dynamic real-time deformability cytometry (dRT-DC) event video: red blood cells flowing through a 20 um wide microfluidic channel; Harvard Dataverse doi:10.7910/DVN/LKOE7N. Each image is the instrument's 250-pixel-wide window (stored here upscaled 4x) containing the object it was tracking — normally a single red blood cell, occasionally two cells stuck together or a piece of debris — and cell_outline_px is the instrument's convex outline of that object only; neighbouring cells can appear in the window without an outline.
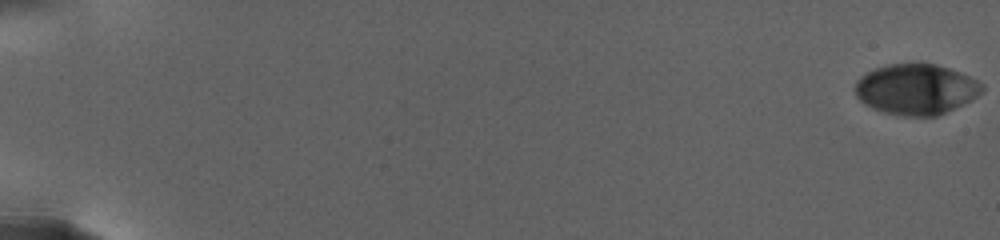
{"species": "human", "species_latin": "Homo sapiens", "temperature_condition": "warm", "stored_images_in_passage": 57, "camera_frame_rate_fps": 3000, "um_per_image_px": 0.085, "donor": {"sex": "female"}, "frame": {"image": 1, "passage_image": 1, "time_ms": 0.0, "image_size_px": [1000, 240], "cell_outline_px": [[984, 88], [976, 96], [936, 116], [904, 116], [884, 112], [872, 108], [864, 104], [856, 96], [856, 80], [860, 76], [876, 68], [892, 64], [936, 64], [960, 72], [984, 84]], "centroid_in_image_um": [77.83, 7.59], "position_along_channel_um": 7.2, "area_um2": 36.82}}
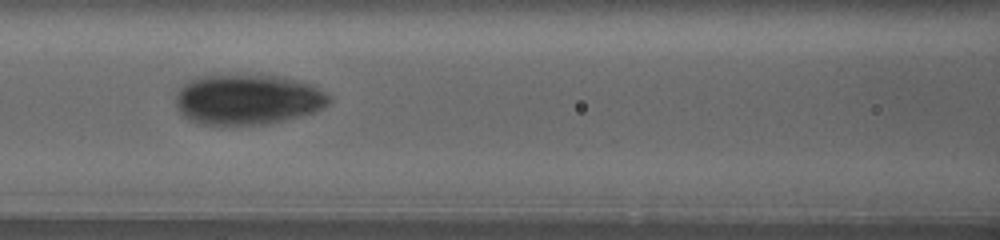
{"frame": {"image": 2, "passage_image": 33, "time_ms": 13.667, "image_size_px": [1000, 240], "cell_outline_px": [[332, 100], [328, 104], [312, 112], [300, 116], [268, 124], [200, 124], [188, 120], [176, 108], [176, 96], [180, 88], [188, 80], [196, 76], [284, 76], [300, 80], [332, 96]], "centroid_in_image_um": [21.04, 8.46], "position_along_channel_um": 145.6, "area_um2": 44.74}}
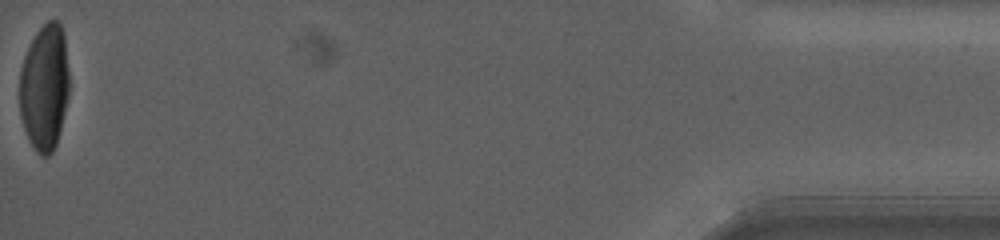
{"frame": {"image": 3, "passage_image": 57, "time_ms": 28.333, "image_size_px": [1000, 240], "cell_outline_px": [[68, 96], [56, 144], [52, 152], [48, 156], [40, 156], [36, 152], [28, 140], [20, 116], [20, 68], [24, 56], [36, 32], [48, 20], [56, 20], [60, 24], [64, 36], [68, 72]], "centroid_in_image_um": [3.76, 7.44], "position_along_channel_um": 431.4, "area_um2": 36.36}, "authors_computed_cell_mechanics": {"area_um2": 39.5352, "velocity_mm_per_s": 2.531, "shape_relaxation_time_tau1_ms": 4.7562, "shape_relaxation_time_tau2_ms": 1.3744, "deformation_change_tau1": 0.159, "deformation_change_tau2": 0.0495}}